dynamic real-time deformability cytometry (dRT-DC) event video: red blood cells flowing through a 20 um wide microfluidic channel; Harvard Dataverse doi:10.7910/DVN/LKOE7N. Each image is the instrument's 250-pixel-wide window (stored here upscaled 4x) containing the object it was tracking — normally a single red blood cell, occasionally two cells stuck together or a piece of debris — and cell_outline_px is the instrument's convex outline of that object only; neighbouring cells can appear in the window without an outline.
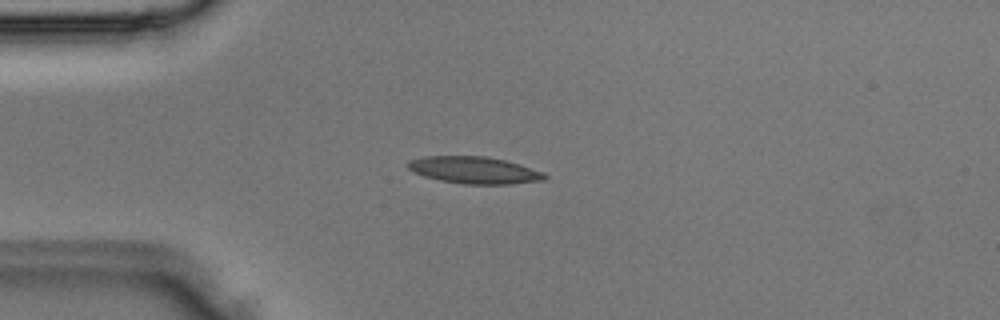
{"species": "Egyptian fruit bat (a non-hibernating species)", "species_latin": "Rousettus aegyptiacus", "temperature_condition": "room temperature", "stored_images_in_passage": 2, "camera_frame_rate_fps": 3000, "um_per_image_px": 0.085, "animal": {"sex": "male"}, "frame": {"image": 1, "passage_image": 2, "time_ms": 0.333, "image_size_px": [1000, 320], "cell_outline_px": [[548, 176], [544, 180], [512, 184], [464, 184], [440, 180], [424, 176], [412, 172], [404, 164], [408, 160], [424, 156], [488, 156], [520, 164], [544, 172]], "centroid_in_image_um": [40.29, 14.45], "position_along_channel_um": 44.7, "area_um2": 21.73}}